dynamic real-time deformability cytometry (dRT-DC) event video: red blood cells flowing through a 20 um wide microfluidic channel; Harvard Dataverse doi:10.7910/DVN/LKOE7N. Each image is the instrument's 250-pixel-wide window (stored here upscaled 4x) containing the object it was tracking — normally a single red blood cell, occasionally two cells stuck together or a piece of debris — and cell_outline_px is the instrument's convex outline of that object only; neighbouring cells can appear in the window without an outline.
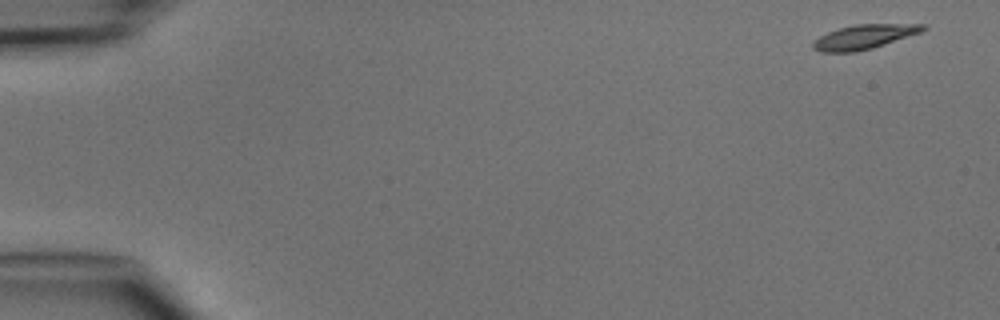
{"species": "common noctule bat (a hibernating species)", "species_latin": "Nyctalus noctula", "temperature_condition": "cold", "stored_images_in_passage": 5, "camera_frame_rate_fps": 3000, "um_per_image_px": 0.085, "animal": {"sex": "male", "body_mass_g": 15.6}, "frame": {"image": 1, "passage_image": 1, "time_ms": 0.0, "image_size_px": [1000, 320], "cell_outline_px": [[928, 28], [920, 32], [872, 48], [856, 52], [820, 52], [812, 48], [812, 44], [820, 36], [828, 32], [852, 24], [928, 24]], "centroid_in_image_um": [73.45, 3.12], "position_along_channel_um": 11.6, "area_um2": 15.49}}
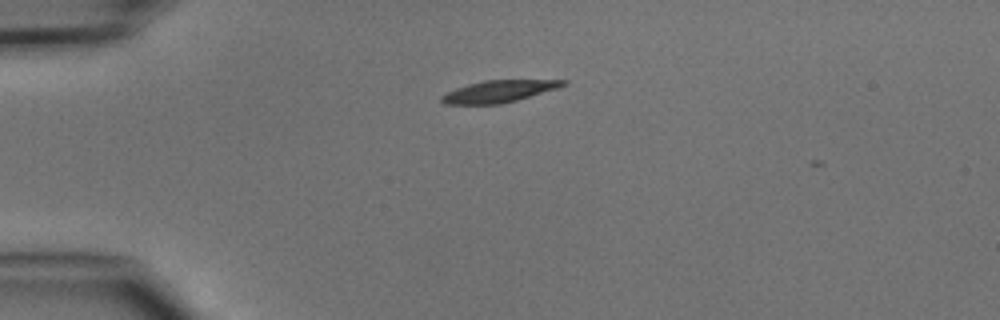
{"frame": {"image": 2, "passage_image": 4, "time_ms": 3.333, "image_size_px": [1000, 320], "cell_outline_px": [[568, 84], [560, 88], [516, 100], [500, 104], [444, 104], [440, 100], [440, 96], [456, 88], [468, 84], [484, 80], [568, 80]], "centroid_in_image_um": [42.43, 7.76], "position_along_channel_um": 42.6, "area_um2": 15.55}}